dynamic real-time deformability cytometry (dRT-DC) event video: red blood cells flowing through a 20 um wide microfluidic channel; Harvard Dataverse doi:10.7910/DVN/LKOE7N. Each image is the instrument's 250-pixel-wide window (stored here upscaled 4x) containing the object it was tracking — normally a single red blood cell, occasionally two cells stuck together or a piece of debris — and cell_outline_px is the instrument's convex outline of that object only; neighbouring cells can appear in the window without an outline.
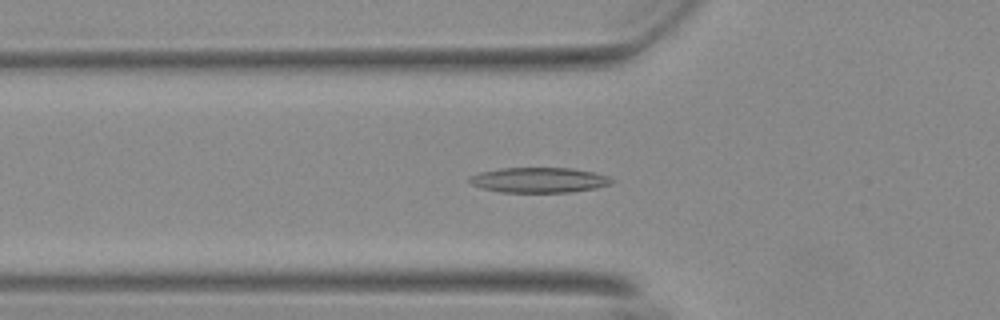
{"species": "Egyptian fruit bat (a non-hibernating species)", "species_latin": "Rousettus aegyptiacus", "temperature_condition": "warm", "stored_images_in_passage": 54, "camera_frame_rate_fps": 3000, "um_per_image_px": 0.085, "animal": {"sex": "female"}, "frame": {"image": 1, "passage_image": 17, "time_ms": 5.333, "image_size_px": [1000, 320], "cell_outline_px": [[612, 180], [608, 184], [596, 188], [572, 192], [500, 192], [484, 188], [472, 184], [468, 180], [468, 176], [480, 172], [500, 168], [572, 168], [592, 172], [608, 176]], "centroid_in_image_um": [45.77, 15.3], "position_along_channel_um": 80.0, "area_um2": 20.69}}
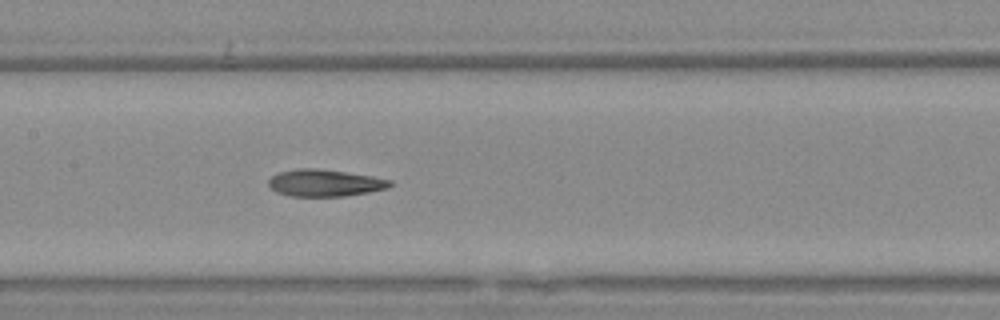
{"frame": {"image": 2, "passage_image": 25, "time_ms": 8.0, "image_size_px": [1000, 320], "cell_outline_px": [[392, 184], [388, 188], [368, 192], [344, 196], [288, 196], [276, 192], [268, 184], [268, 180], [272, 176], [280, 172], [300, 168], [316, 168], [372, 176], [392, 180]], "centroid_in_image_um": [27.6, 15.55], "position_along_channel_um": 179.8, "area_um2": 18.96}}
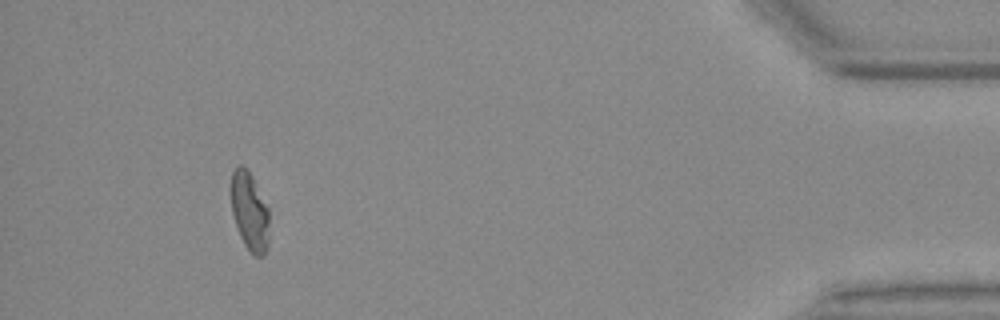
{"frame": {"image": 3, "passage_image": 49, "time_ms": 16.0, "image_size_px": [1000, 320], "cell_outline_px": [[268, 248], [264, 256], [252, 256], [244, 244], [240, 236], [232, 212], [228, 192], [232, 172], [240, 164], [244, 164], [248, 168], [268, 208]], "centroid_in_image_um": [21.18, 17.94], "position_along_channel_um": 414.0, "area_um2": 17.98}, "authors_computed_cell_mechanics": {"area_um2": 19.6231, "velocity_mm_per_s": 3.7143, "shape_relaxation_time_tau1_ms": null, "shape_relaxation_time_tau2_ms": 4.1558, "deformation_change_tau1": null, "deformation_change_tau2": 0.1463}}